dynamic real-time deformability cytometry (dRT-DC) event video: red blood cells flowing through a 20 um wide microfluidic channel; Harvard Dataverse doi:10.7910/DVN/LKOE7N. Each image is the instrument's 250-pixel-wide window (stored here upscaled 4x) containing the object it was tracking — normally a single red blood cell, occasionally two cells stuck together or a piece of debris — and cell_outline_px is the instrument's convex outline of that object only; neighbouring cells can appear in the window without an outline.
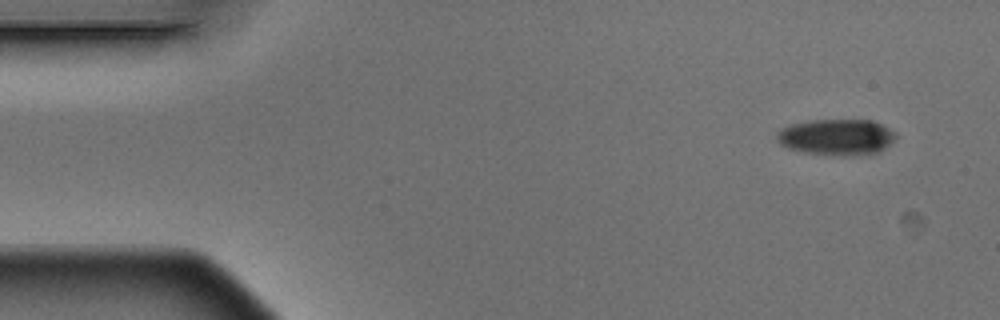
{"species": "Egyptian fruit bat (a non-hibernating species)", "species_latin": "Rousettus aegyptiacus", "temperature_condition": "warm", "stored_images_in_passage": 4, "segment_of_instrument_passage": [2, 2], "camera_frame_rate_fps": 3000, "um_per_image_px": 0.085, "animal": {"sex": "male"}, "frame": {"image": 1, "passage_image": 4, "time_ms": 1.0, "image_size_px": [1000, 320], "cell_outline_px": [[896, 140], [880, 152], [804, 152], [788, 148], [780, 144], [776, 140], [776, 132], [780, 128], [792, 124], [808, 120], [872, 120], [896, 132]], "centroid_in_image_um": [71.08, 11.58], "position_along_channel_um": 13.9, "area_um2": 24.1}}